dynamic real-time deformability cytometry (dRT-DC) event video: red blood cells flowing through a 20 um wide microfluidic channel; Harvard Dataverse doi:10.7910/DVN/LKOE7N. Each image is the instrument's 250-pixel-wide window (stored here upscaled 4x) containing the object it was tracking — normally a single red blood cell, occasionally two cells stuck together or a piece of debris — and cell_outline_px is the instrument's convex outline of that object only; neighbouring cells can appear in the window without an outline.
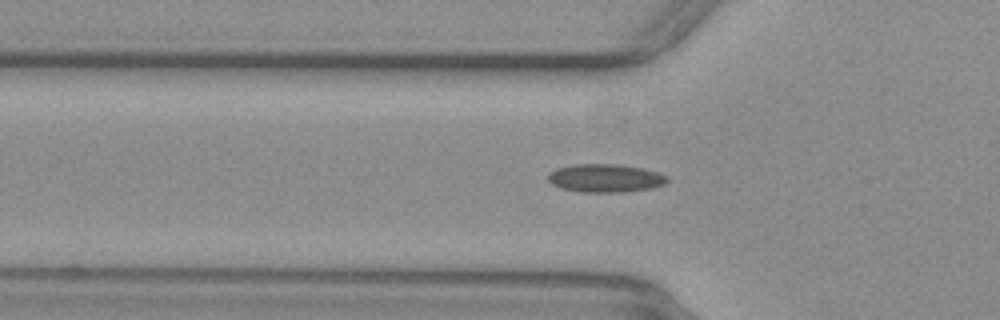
{"species": "common noctule bat (a hibernating species)", "species_latin": "Nyctalus noctula", "temperature_condition": "warm", "stored_images_in_passage": 53, "camera_frame_rate_fps": 3000, "um_per_image_px": 0.085, "animal": {"sex": "female", "body_mass_g": 29.2, "forearm_length_mm": 56.3}, "frame": {"image": 1, "passage_image": 18, "time_ms": 5.667, "image_size_px": [1000, 320], "cell_outline_px": [[668, 180], [664, 184], [652, 188], [624, 192], [584, 192], [560, 188], [552, 184], [548, 180], [548, 172], [556, 168], [572, 164], [620, 164], [640, 168], [656, 172], [668, 176]], "centroid_in_image_um": [51.42, 15.14], "position_along_channel_um": 74.4, "area_um2": 19.65}}
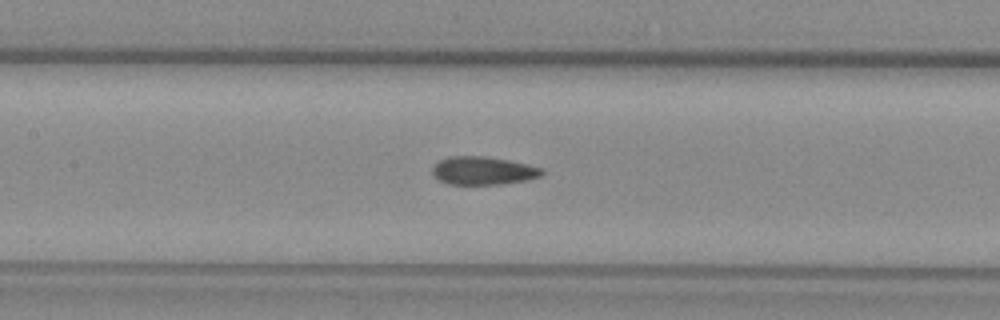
{"frame": {"image": 2, "passage_image": 25, "time_ms": 8.0, "image_size_px": [1000, 320], "cell_outline_px": [[544, 172], [540, 176], [528, 180], [500, 184], [448, 184], [440, 180], [432, 172], [432, 168], [440, 160], [448, 156], [484, 156], [508, 160], [528, 164], [544, 168]], "centroid_in_image_um": [41.1, 14.5], "position_along_channel_um": 166.3, "area_um2": 17.92}}
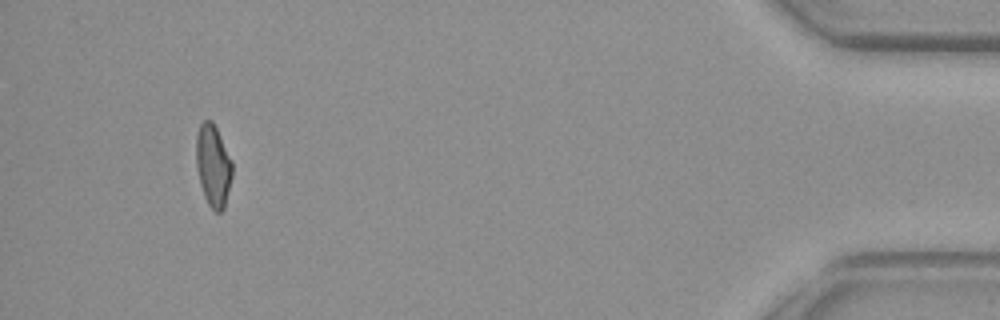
{"frame": {"image": 3, "passage_image": 50, "time_ms": 16.333, "image_size_px": [1000, 320], "cell_outline_px": [[232, 176], [224, 208], [220, 212], [216, 212], [208, 204], [204, 196], [200, 184], [196, 164], [196, 136], [200, 124], [204, 120], [212, 120], [232, 160]], "centroid_in_image_um": [18.11, 14.07], "position_along_channel_um": 417.1, "area_um2": 17.17}, "authors_computed_cell_mechanics": {"area_um2": 18.0336, "velocity_mm_per_s": 3.9024, "shape_relaxation_time_tau1_ms": null, "shape_relaxation_time_tau2_ms": 1.6648, "deformation_change_tau1": null, "deformation_change_tau2": 0.0757}}